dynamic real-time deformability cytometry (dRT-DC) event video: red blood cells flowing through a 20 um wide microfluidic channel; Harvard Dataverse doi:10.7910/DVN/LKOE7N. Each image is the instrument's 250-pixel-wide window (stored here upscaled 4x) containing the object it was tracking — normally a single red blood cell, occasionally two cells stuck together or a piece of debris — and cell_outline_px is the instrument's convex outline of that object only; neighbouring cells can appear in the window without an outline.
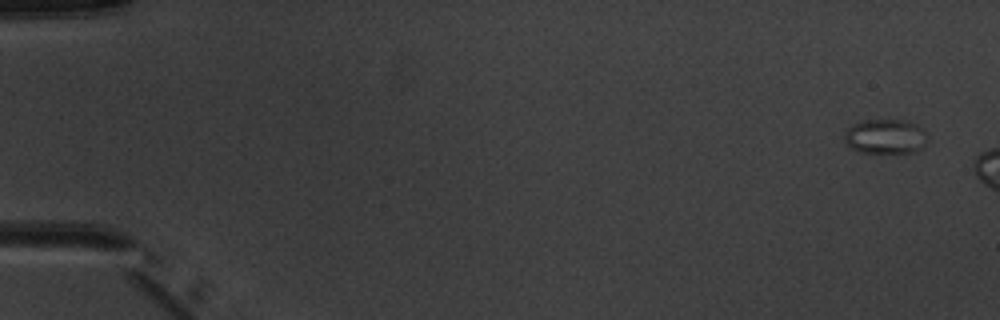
{"species": "common noctule bat (a hibernating species)", "species_latin": "Nyctalus noctula", "temperature_condition": "warm", "stored_images_in_passage": 3, "camera_frame_rate_fps": 3000, "um_per_image_px": 0.085, "animal": {"sex": "male", "body_mass_g": 20.1, "forearm_length_mm": 53.5}, "frame": {"image": 1, "passage_image": 1, "time_ms": 0.0, "image_size_px": [1000, 320], "cell_outline_px": [[928, 140], [916, 152], [860, 152], [852, 148], [844, 140], [844, 132], [852, 124], [864, 120], [904, 120], [916, 124], [924, 132]], "centroid_in_image_um": [75.24, 11.59], "position_along_channel_um": 9.8, "area_um2": 16.59}}